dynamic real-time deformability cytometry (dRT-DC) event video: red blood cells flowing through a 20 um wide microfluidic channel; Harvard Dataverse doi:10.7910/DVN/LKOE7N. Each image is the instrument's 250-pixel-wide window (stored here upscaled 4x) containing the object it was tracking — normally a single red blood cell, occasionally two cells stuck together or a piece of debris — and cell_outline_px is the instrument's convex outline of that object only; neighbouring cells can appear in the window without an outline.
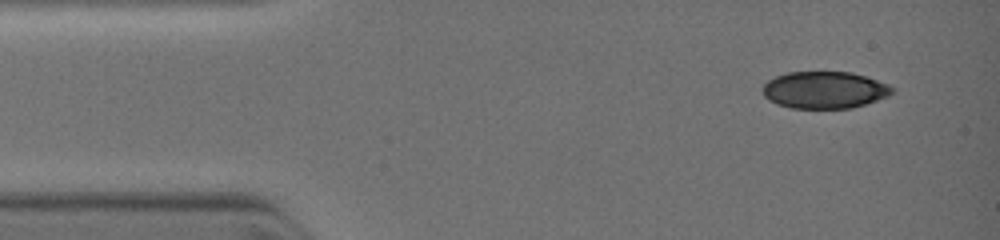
{"species": "common noctule bat (a hibernating species)", "species_latin": "Nyctalus noctula", "temperature_condition": "warm", "stored_images_in_passage": 3, "camera_frame_rate_fps": 3000, "um_per_image_px": 0.085, "animal": {"sex": "female", "body_mass_g": 19.0, "forearm_length_mm": 51.5}, "frame": {"image": 1, "passage_image": 1, "time_ms": 0.0, "image_size_px": [1000, 240], "cell_outline_px": [[896, 92], [888, 96], [864, 104], [848, 108], [792, 108], [776, 104], [768, 100], [764, 96], [760, 88], [768, 80], [776, 76], [788, 72], [852, 72], [888, 84], [896, 88]], "centroid_in_image_um": [70.07, 7.64], "position_along_channel_um": 14.9, "area_um2": 28.03}}